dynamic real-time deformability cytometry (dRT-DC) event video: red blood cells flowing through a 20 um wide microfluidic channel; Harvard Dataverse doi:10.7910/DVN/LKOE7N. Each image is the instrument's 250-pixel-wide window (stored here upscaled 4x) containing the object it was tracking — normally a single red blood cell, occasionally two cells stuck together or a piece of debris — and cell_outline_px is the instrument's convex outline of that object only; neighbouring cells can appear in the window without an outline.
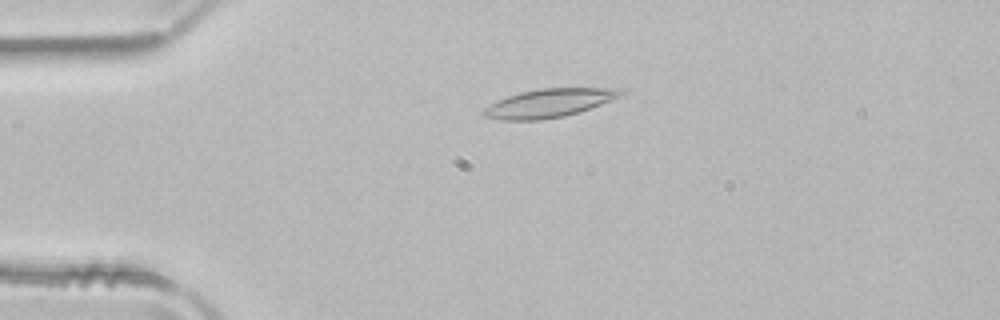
{"species": "common noctule bat (a hibernating species)", "species_latin": "Nyctalus noctula", "temperature_condition": "room temperature", "stored_images_in_passage": 12, "camera_frame_rate_fps": 3000, "um_per_image_px": 0.085, "animal": {"sex": "male", "body_mass_g": 21.5, "forearm_length_mm": 52.0}, "frame": {"image": 1, "passage_image": 4, "time_ms": 1.0, "image_size_px": [1000, 320], "cell_outline_px": [[628, 92], [600, 104], [564, 116], [540, 120], [504, 120], [484, 116], [480, 112], [484, 108], [496, 100], [520, 92], [540, 88], [628, 88]], "centroid_in_image_um": [46.66, 8.75], "position_along_channel_um": 38.3, "area_um2": 22.66}}
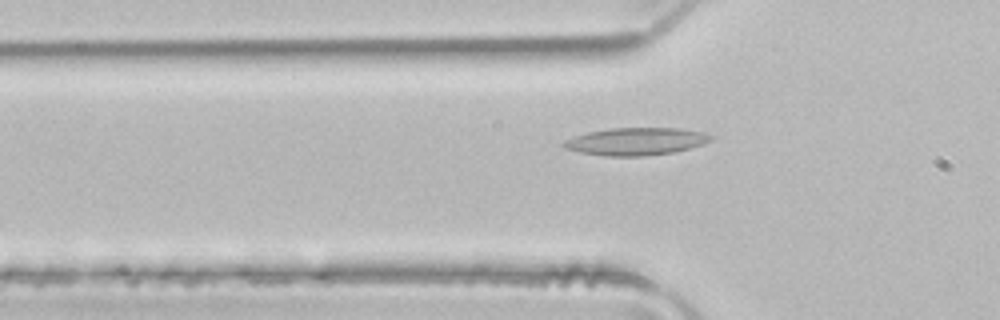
{"frame": {"image": 2, "passage_image": 9, "time_ms": 2.667, "image_size_px": [1000, 320], "cell_outline_px": [[716, 136], [712, 140], [704, 144], [672, 152], [644, 156], [604, 156], [580, 152], [564, 148], [560, 144], [564, 140], [588, 132], [608, 128], [680, 128], [704, 132]], "centroid_in_image_um": [54.07, 12.01], "position_along_channel_um": 71.7, "area_um2": 23.7}}
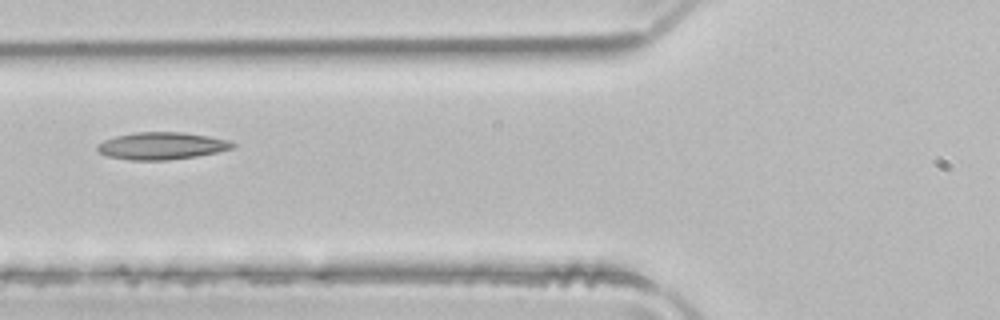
{"frame": {"image": 3, "passage_image": 12, "time_ms": 3.667, "image_size_px": [1000, 320], "cell_outline_px": [[236, 144], [232, 148], [216, 152], [196, 156], [168, 160], [132, 160], [108, 156], [100, 152], [96, 148], [96, 144], [104, 140], [116, 136], [136, 132], [184, 132], [232, 140]], "centroid_in_image_um": [13.76, 12.39], "position_along_channel_um": 112.0, "area_um2": 21.44}}